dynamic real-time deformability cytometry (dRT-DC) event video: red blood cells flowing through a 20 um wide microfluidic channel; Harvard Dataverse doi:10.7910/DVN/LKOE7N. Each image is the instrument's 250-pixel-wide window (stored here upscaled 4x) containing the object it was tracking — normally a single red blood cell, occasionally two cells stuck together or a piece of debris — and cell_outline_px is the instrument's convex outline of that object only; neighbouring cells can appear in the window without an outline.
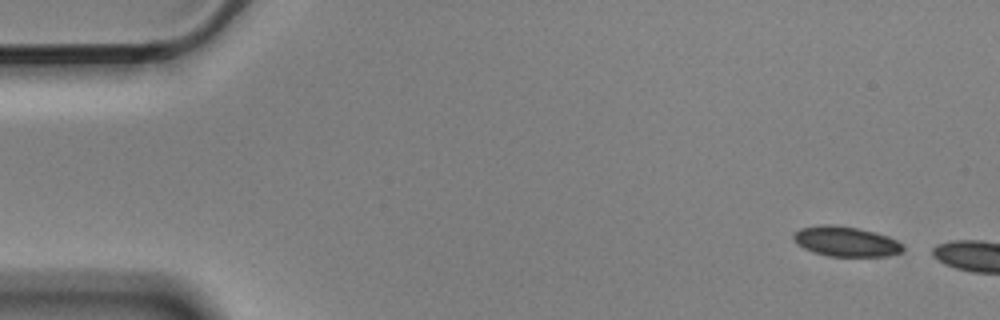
{"species": "Egyptian fruit bat (a non-hibernating species)", "species_latin": "Rousettus aegyptiacus", "temperature_condition": "cold", "stored_images_in_passage": 4, "camera_frame_rate_fps": 3000, "um_per_image_px": 0.085, "animal": {"sex": "male"}, "frame": {"image": 1, "passage_image": 1, "time_ms": 0.0, "image_size_px": [1000, 320], "cell_outline_px": [[904, 248], [900, 252], [888, 256], [828, 256], [812, 252], [796, 244], [792, 236], [800, 228], [824, 224], [828, 224], [856, 228], [888, 236], [896, 240]], "centroid_in_image_um": [71.85, 20.53], "position_along_channel_um": 13.1, "area_um2": 18.9}}